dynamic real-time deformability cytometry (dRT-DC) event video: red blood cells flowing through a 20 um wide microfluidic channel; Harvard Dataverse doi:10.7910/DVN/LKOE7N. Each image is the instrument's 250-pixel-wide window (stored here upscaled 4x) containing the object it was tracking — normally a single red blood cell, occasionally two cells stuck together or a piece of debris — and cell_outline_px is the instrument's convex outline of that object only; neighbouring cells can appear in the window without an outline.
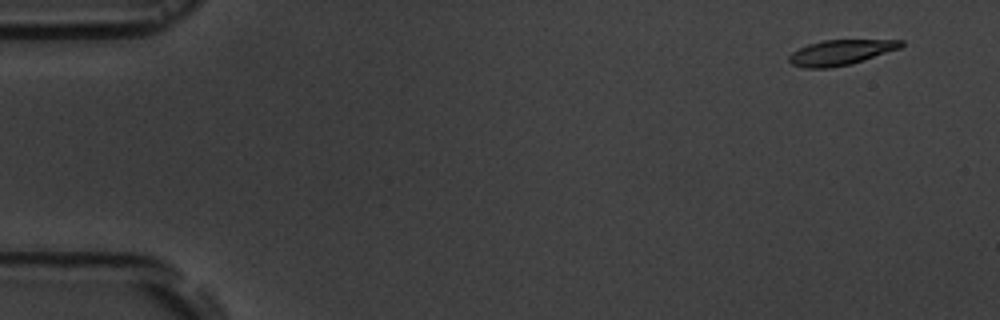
{"species": "common noctule bat (a hibernating species)", "species_latin": "Nyctalus noctula", "temperature_condition": "room temperature", "stored_images_in_passage": 5, "camera_frame_rate_fps": 3000, "um_per_image_px": 0.085, "animal": {"sex": "male", "body_mass_g": 19.5, "forearm_length_mm": 54.6}, "frame": {"image": 1, "passage_image": 1, "time_ms": 0.0, "image_size_px": [1000, 320], "cell_outline_px": [[904, 44], [900, 48], [864, 60], [848, 64], [828, 68], [804, 68], [792, 64], [788, 60], [788, 56], [792, 52], [808, 44], [824, 40], [904, 40]], "centroid_in_image_um": [71.44, 4.45], "position_along_channel_um": 13.6, "area_um2": 16.3}}